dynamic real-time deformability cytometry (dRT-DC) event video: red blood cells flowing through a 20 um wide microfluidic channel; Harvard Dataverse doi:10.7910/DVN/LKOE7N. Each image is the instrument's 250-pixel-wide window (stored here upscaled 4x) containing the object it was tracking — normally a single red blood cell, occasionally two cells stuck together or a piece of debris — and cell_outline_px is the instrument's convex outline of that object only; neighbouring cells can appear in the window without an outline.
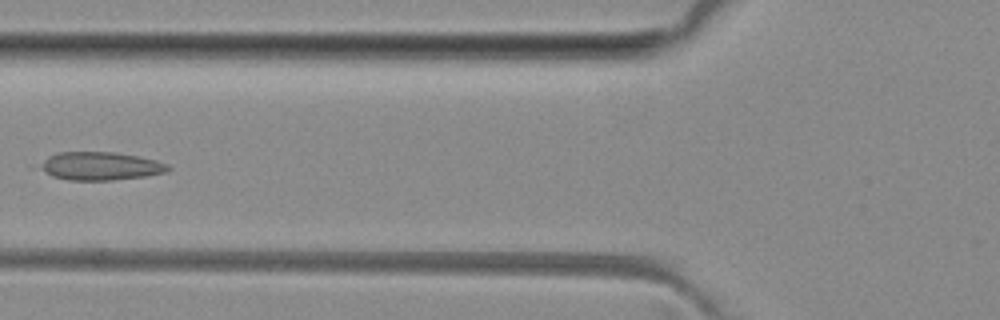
{"species": "common noctule bat (a hibernating species)", "species_latin": "Nyctalus noctula", "temperature_condition": "room temperature", "stored_images_in_passage": 6, "camera_frame_rate_fps": 3000, "um_per_image_px": 0.085, "animal": {"sex": "female", "body_mass_g": 29.2, "forearm_length_mm": 56.3}, "frame": {"image": 1, "passage_image": 6, "time_ms": 5.667, "image_size_px": [1000, 320], "cell_outline_px": [[172, 168], [168, 172], [148, 176], [112, 180], [68, 180], [52, 176], [40, 168], [40, 164], [48, 156], [56, 152], [116, 152], [140, 156], [156, 160], [168, 164]], "centroid_in_image_um": [8.59, 14.11], "position_along_channel_um": 117.2, "area_um2": 21.21}}